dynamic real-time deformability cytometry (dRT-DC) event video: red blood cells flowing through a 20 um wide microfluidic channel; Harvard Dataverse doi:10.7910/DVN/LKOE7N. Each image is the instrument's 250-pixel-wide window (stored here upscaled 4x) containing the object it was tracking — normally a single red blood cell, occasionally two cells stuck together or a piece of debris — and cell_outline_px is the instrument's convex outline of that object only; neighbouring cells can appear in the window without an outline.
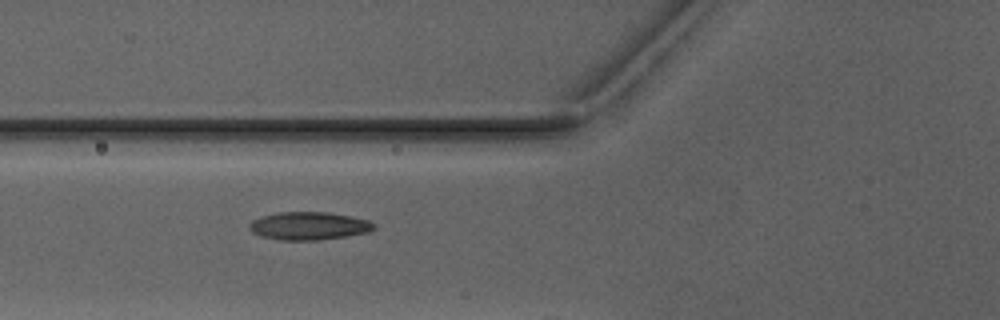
{"species": "Egyptian fruit bat (a non-hibernating species)", "species_latin": "Rousettus aegyptiacus", "temperature_condition": "warm", "stored_images_in_passage": 2, "camera_frame_rate_fps": 3000, "um_per_image_px": 0.085, "animal": {"sex": "male"}, "frame": {"image": 1, "passage_image": 2, "time_ms": 1.0, "image_size_px": [1000, 320], "cell_outline_px": [[376, 228], [368, 232], [344, 236], [316, 240], [280, 240], [260, 236], [252, 232], [248, 228], [248, 224], [252, 220], [260, 216], [280, 212], [328, 212], [352, 216], [368, 220], [376, 224]], "centroid_in_image_um": [26.23, 19.19], "position_along_channel_um": 99.6, "area_um2": 20.4}}